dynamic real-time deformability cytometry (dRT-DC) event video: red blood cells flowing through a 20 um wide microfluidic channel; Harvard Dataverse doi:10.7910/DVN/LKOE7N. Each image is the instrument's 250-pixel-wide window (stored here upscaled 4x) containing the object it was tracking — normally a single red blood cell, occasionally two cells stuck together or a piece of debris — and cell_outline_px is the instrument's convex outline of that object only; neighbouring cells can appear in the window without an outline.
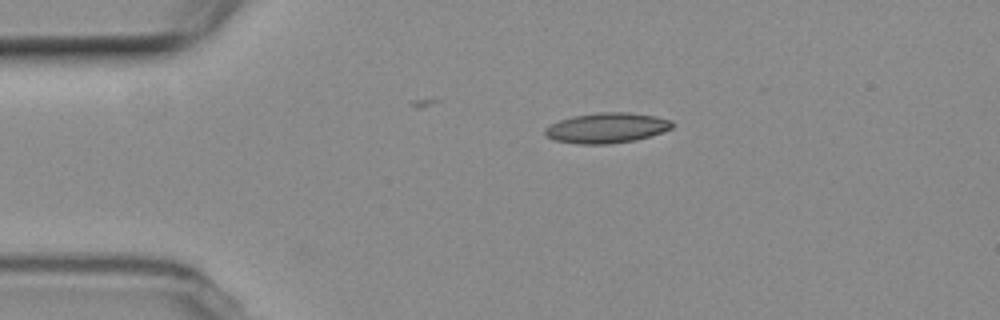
{"species": "common noctule bat (a hibernating species)", "species_latin": "Nyctalus noctula", "temperature_condition": "room temperature", "stored_images_in_passage": 6, "camera_frame_rate_fps": 3000, "um_per_image_px": 0.085, "animal": {"sex": "female", "body_mass_g": 19.3, "forearm_length_mm": 54.1}, "frame": {"image": 1, "passage_image": 2, "time_ms": 2.333, "image_size_px": [1000, 320], "cell_outline_px": [[676, 124], [672, 128], [648, 136], [632, 140], [608, 144], [576, 144], [556, 140], [548, 136], [544, 132], [544, 128], [560, 120], [572, 116], [600, 112], [628, 112], [656, 116], [672, 120]], "centroid_in_image_um": [51.59, 10.86], "position_along_channel_um": 33.4, "area_um2": 22.25}}
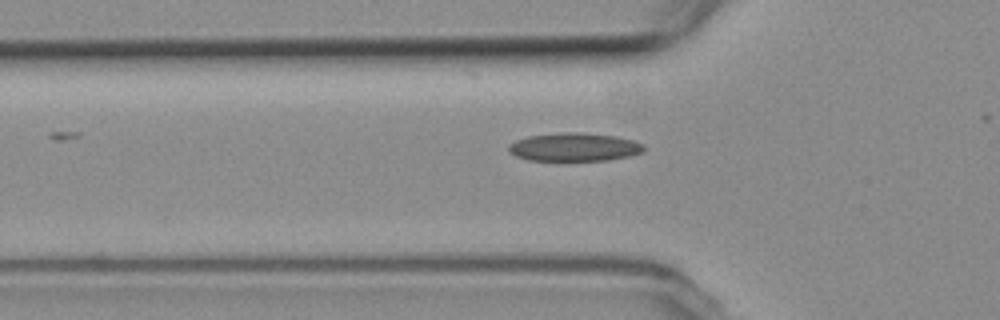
{"frame": {"image": 2, "passage_image": 4, "time_ms": 4.667, "image_size_px": [1000, 320], "cell_outline_px": [[644, 152], [628, 156], [608, 160], [528, 160], [516, 156], [508, 148], [508, 144], [516, 140], [528, 136], [560, 132], [580, 132], [616, 136], [632, 140], [644, 144]], "centroid_in_image_um": [48.82, 12.49], "position_along_channel_um": 77.0, "area_um2": 22.25}}
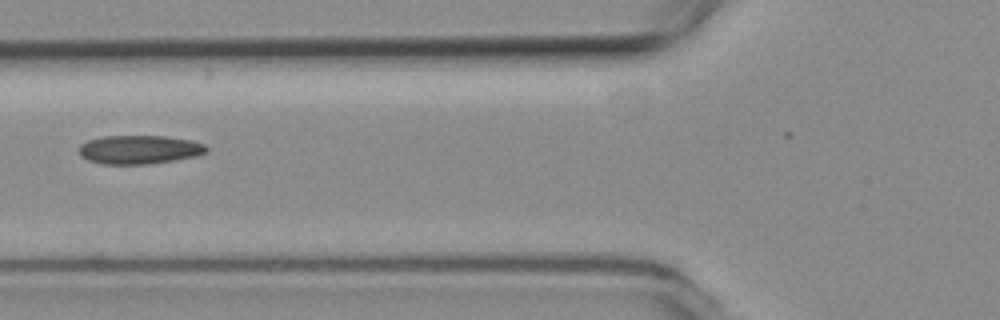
{"frame": {"image": 3, "passage_image": 5, "time_ms": 5.667, "image_size_px": [1000, 320], "cell_outline_px": [[208, 152], [196, 156], [148, 164], [100, 164], [88, 160], [80, 156], [80, 144], [88, 140], [104, 136], [164, 136], [192, 140], [204, 144], [208, 148]], "centroid_in_image_um": [11.84, 12.71], "position_along_channel_um": 114.0, "area_um2": 21.33}}